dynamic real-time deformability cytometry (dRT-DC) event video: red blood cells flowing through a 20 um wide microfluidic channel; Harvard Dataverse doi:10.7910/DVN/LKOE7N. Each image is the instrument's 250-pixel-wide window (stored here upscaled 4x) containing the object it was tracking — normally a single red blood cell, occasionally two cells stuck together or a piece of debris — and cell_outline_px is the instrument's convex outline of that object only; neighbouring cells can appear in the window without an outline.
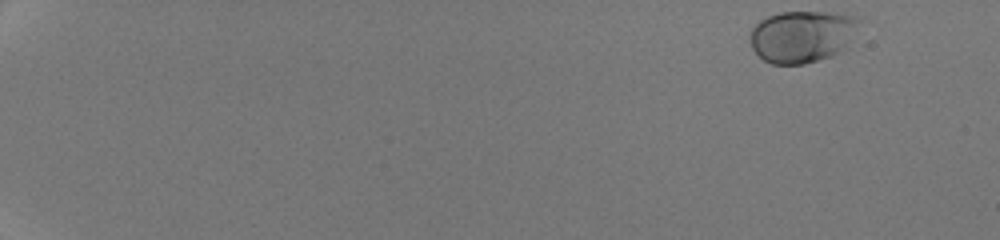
{"species": "human", "species_latin": "Homo sapiens", "temperature_condition": "room temperature", "stored_images_in_passage": 48, "camera_frame_rate_fps": 3000, "um_per_image_px": 0.085, "donor": {"sex": "male"}, "frame": {"image": 1, "passage_image": 1, "time_ms": 0.0, "image_size_px": [1000, 240], "cell_outline_px": [[856, 20], [848, 40], [840, 52], [832, 56], [804, 64], [772, 64], [764, 60], [752, 48], [748, 36], [752, 28], [760, 20], [768, 16], [780, 12], [824, 12], [852, 16]], "centroid_in_image_um": [68.04, 3.11], "position_along_channel_um": 17.0, "area_um2": 32.19}}
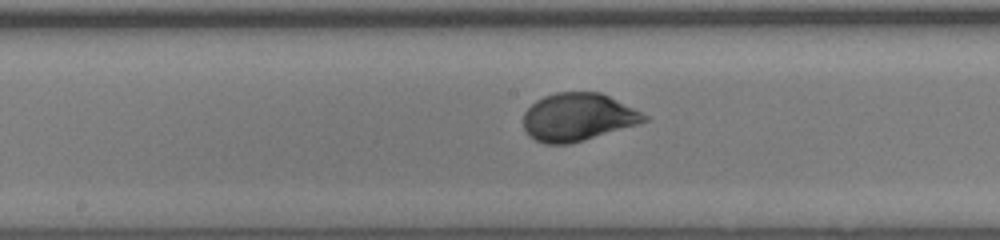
{"frame": {"image": 2, "passage_image": 28, "time_ms": 9.0, "image_size_px": [1000, 240], "cell_outline_px": [[648, 120], [640, 124], [584, 140], [568, 144], [544, 144], [528, 136], [524, 128], [524, 112], [536, 100], [544, 96], [556, 92], [600, 92], [648, 116]], "centroid_in_image_um": [49.09, 9.97], "position_along_channel_um": 199.1, "area_um2": 33.52}}
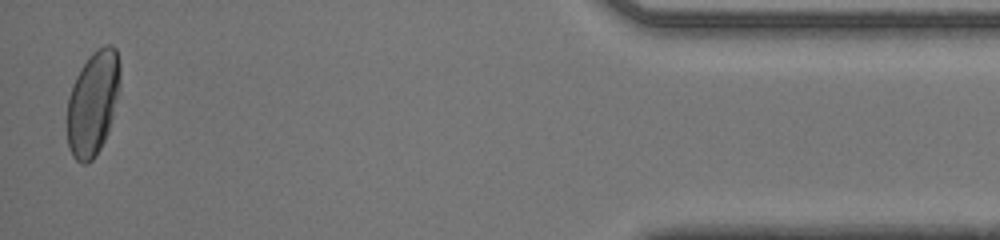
{"frame": {"image": 3, "passage_image": 48, "time_ms": 15.667, "image_size_px": [1000, 240], "cell_outline_px": [[120, 88], [108, 132], [100, 148], [92, 160], [88, 164], [80, 164], [72, 156], [68, 148], [68, 96], [76, 76], [80, 68], [88, 56], [92, 52], [104, 44], [112, 44], [116, 48], [120, 64]], "centroid_in_image_um": [7.91, 8.74], "position_along_channel_um": 427.3, "area_um2": 32.48}, "authors_computed_cell_mechanics": {"area_um2": 32.4258, "velocity_mm_per_s": 4.2832, "shape_relaxation_time_tau1_ms": 2.2649, "shape_relaxation_time_tau2_ms": null, "deformation_change_tau1": 0.1275, "deformation_change_tau2": null}}